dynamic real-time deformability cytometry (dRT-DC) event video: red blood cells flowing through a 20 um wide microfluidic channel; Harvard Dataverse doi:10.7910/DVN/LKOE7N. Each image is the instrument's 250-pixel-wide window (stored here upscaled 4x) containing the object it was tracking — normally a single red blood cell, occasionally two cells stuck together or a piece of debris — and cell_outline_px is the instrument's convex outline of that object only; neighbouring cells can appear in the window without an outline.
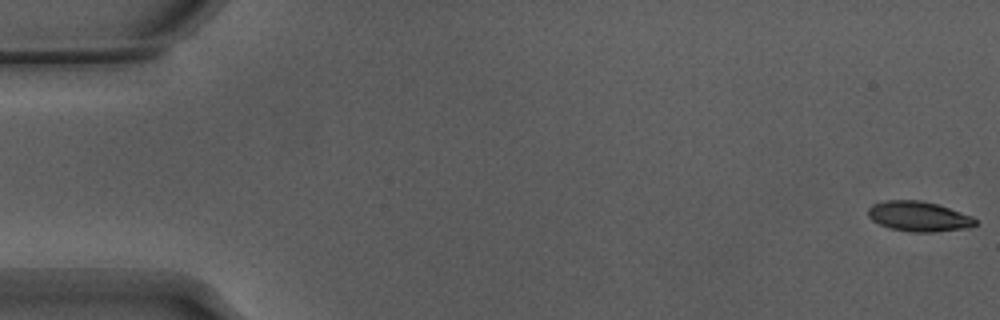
{"species": "Egyptian fruit bat (a non-hibernating species)", "species_latin": "Rousettus aegyptiacus", "temperature_condition": "warm", "stored_images_in_passage": 54, "camera_frame_rate_fps": 3000, "um_per_image_px": 0.085, "animal": {"sex": "male"}, "frame": {"image": 1, "passage_image": 1, "time_ms": 0.0, "image_size_px": [1000, 320], "cell_outline_px": [[976, 224], [968, 228], [932, 232], [912, 232], [888, 228], [872, 220], [868, 216], [868, 208], [872, 204], [888, 200], [920, 200], [936, 204], [972, 216], [976, 220]], "centroid_in_image_um": [78.06, 18.4], "position_along_channel_um": 6.9, "area_um2": 18.67}}
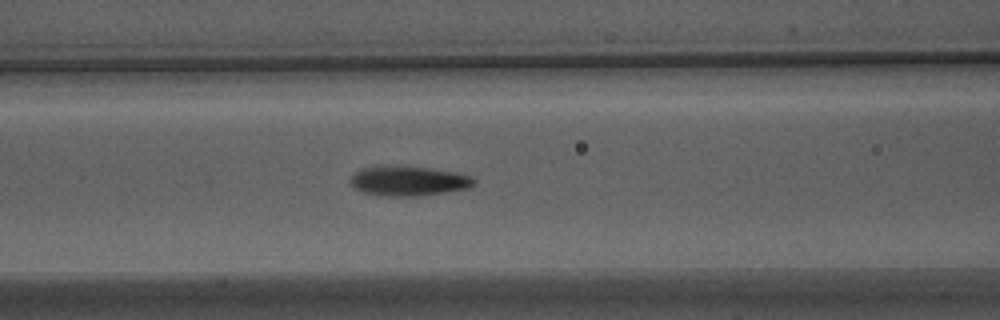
{"frame": {"image": 2, "passage_image": 23, "time_ms": 7.333, "image_size_px": [1000, 320], "cell_outline_px": [[476, 180], [468, 188], [420, 196], [384, 196], [364, 192], [356, 188], [352, 184], [352, 176], [356, 172], [364, 168], [428, 168], [452, 172], [468, 176]], "centroid_in_image_um": [34.75, 15.43], "position_along_channel_um": 131.8, "area_um2": 20.17}}
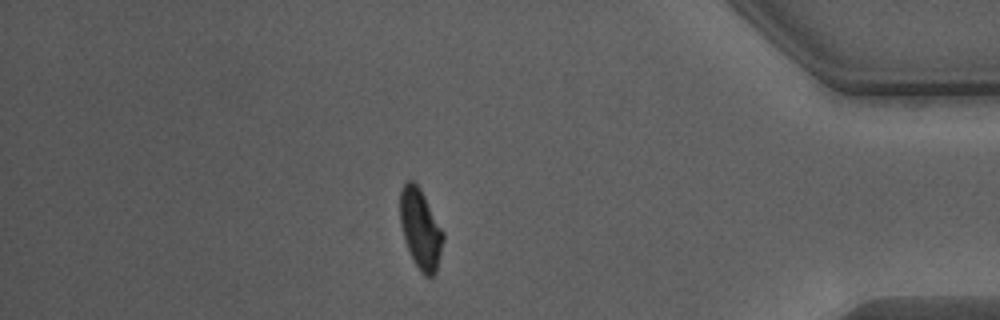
{"frame": {"image": 3, "passage_image": 47, "time_ms": 15.333, "image_size_px": [1000, 320], "cell_outline_px": [[444, 240], [436, 272], [432, 276], [424, 276], [420, 272], [412, 260], [404, 240], [400, 224], [400, 188], [408, 180], [412, 180], [420, 188], [444, 232]], "centroid_in_image_um": [35.73, 19.48], "position_along_channel_um": 399.5, "area_um2": 20.23}, "authors_computed_cell_mechanics": {"area_um2": 20.1144, "velocity_mm_per_s": 3.8357, "shape_relaxation_time_tau1_ms": 3.9209, "shape_relaxation_time_tau2_ms": 2.0065, "deformation_change_tau1": 0.1708, "deformation_change_tau2": 0.0963}}